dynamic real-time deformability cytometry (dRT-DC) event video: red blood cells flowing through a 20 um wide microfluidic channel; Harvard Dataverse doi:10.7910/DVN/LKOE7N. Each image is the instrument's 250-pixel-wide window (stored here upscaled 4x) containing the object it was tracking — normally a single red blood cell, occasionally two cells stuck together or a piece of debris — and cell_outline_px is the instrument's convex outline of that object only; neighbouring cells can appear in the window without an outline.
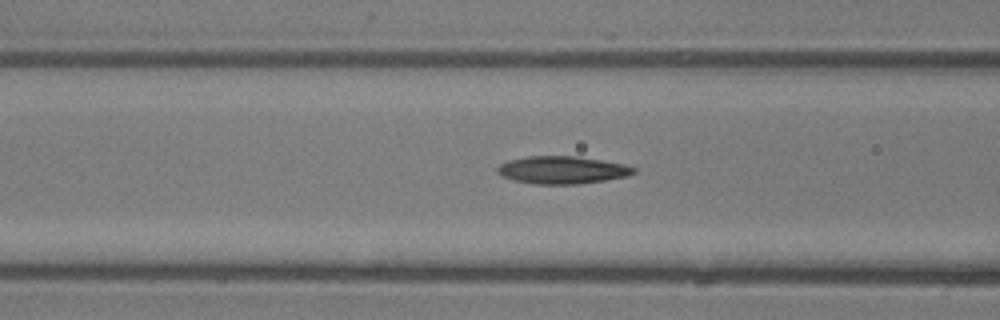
{"species": "common noctule bat (a hibernating species)", "species_latin": "Nyctalus noctula", "temperature_condition": "room temperature", "stored_images_in_passage": 10, "camera_frame_rate_fps": 3000, "um_per_image_px": 0.085, "animal": {"sex": "male", "body_mass_g": 13.3}, "frame": {"image": 1, "passage_image": 9, "time_ms": 2.667, "image_size_px": [1000, 320], "cell_outline_px": [[636, 172], [628, 176], [604, 180], [576, 184], [536, 184], [512, 180], [496, 172], [496, 168], [500, 164], [508, 160], [528, 156], [576, 156], [624, 164], [636, 168]], "centroid_in_image_um": [47.77, 14.44], "position_along_channel_um": 118.8, "area_um2": 21.85}}